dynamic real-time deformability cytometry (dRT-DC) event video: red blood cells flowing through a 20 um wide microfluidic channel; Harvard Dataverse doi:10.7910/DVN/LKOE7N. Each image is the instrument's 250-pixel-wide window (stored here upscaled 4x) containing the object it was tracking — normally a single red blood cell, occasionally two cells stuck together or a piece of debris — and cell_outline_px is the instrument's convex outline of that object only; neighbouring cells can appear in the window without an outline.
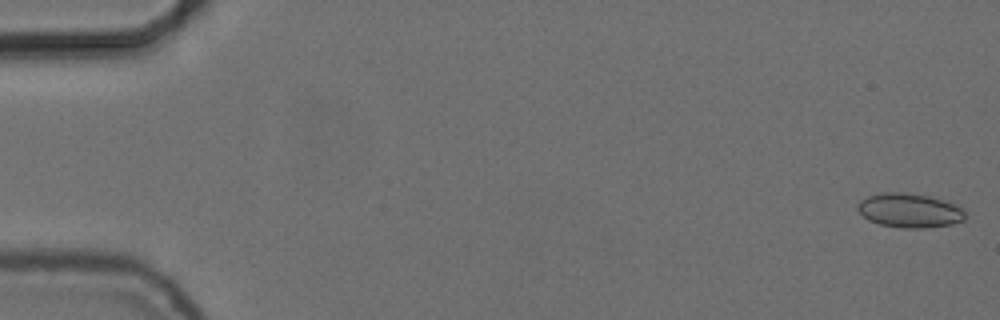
{"species": "common noctule bat (a hibernating species)", "species_latin": "Nyctalus noctula", "temperature_condition": "cold", "stored_images_in_passage": 55, "camera_frame_rate_fps": 3000, "um_per_image_px": 0.085, "animal": {"sex": "female", "body_mass_g": 24.6, "forearm_length_mm": 56.2}, "frame": {"image": 1, "passage_image": 1, "time_ms": 0.0, "image_size_px": [1000, 320], "cell_outline_px": [[964, 220], [952, 224], [924, 228], [904, 228], [880, 224], [868, 220], [856, 208], [856, 204], [860, 200], [868, 196], [884, 192], [900, 192], [928, 196], [944, 200], [964, 208]], "centroid_in_image_um": [77.3, 17.89], "position_along_channel_um": 7.7, "area_um2": 21.39}}
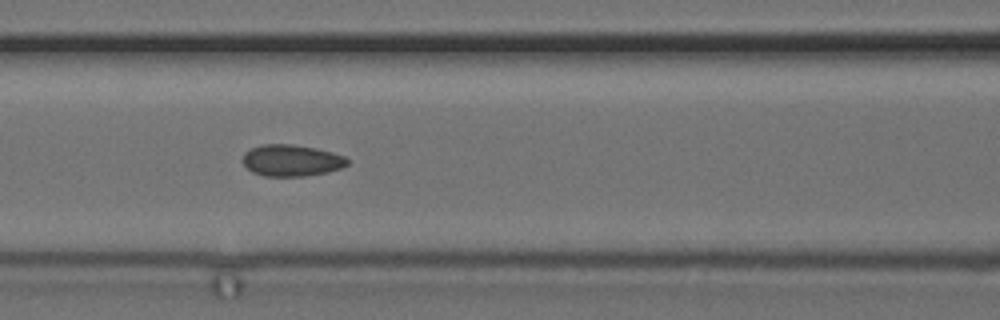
{"frame": {"image": 2, "passage_image": 24, "time_ms": 7.667, "image_size_px": [1000, 320], "cell_outline_px": [[348, 164], [340, 168], [328, 172], [304, 176], [264, 176], [252, 172], [240, 160], [244, 152], [260, 144], [292, 144], [316, 148], [332, 152], [344, 156], [348, 160]], "centroid_in_image_um": [24.74, 13.63], "position_along_channel_um": 141.9, "area_um2": 19.36}}
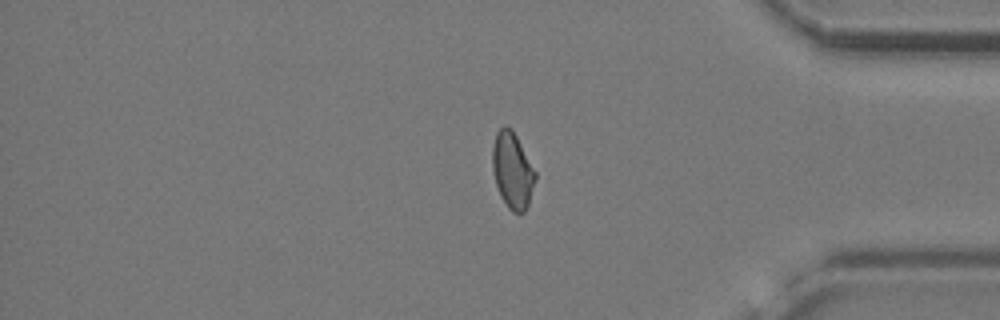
{"frame": {"image": 3, "passage_image": 46, "time_ms": 15.0, "image_size_px": [1000, 320], "cell_outline_px": [[536, 180], [528, 204], [524, 212], [512, 212], [508, 208], [500, 196], [496, 184], [492, 168], [492, 148], [496, 132], [504, 124], [512, 128], [536, 172]], "centroid_in_image_um": [43.55, 14.47], "position_along_channel_um": 391.7, "area_um2": 19.07}, "authors_computed_cell_mechanics": {"area_um2": 19.2474, "velocity_mm_per_s": 3.7178, "shape_relaxation_time_tau1_ms": null, "shape_relaxation_time_tau2_ms": 1.6543, "deformation_change_tau1": null, "deformation_change_tau2": 0.064}}